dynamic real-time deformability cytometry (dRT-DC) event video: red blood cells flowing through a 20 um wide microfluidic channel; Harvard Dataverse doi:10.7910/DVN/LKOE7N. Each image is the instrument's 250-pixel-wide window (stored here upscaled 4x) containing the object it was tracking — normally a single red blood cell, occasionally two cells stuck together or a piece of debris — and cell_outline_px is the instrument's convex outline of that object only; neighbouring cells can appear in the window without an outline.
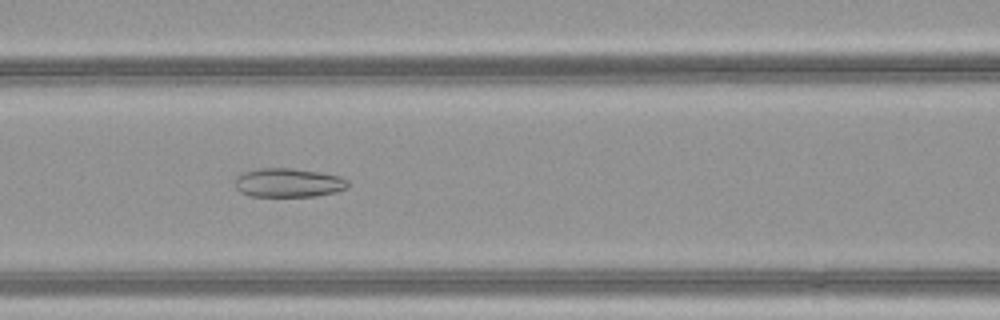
{"species": "common noctule bat (a hibernating species)", "species_latin": "Nyctalus noctula", "temperature_condition": "warm", "stored_images_in_passage": 47, "camera_frame_rate_fps": 3000, "um_per_image_px": 0.085, "animal": {"sex": "female", "body_mass_g": 21.9}, "frame": {"image": 1, "passage_image": 20, "time_ms": 6.333, "image_size_px": [1000, 320], "cell_outline_px": [[348, 188], [336, 192], [316, 196], [248, 196], [240, 192], [236, 188], [236, 176], [244, 172], [256, 168], [292, 168], [320, 172], [340, 176], [348, 180]], "centroid_in_image_um": [24.52, 15.53], "position_along_channel_um": 142.1, "area_um2": 19.19}}
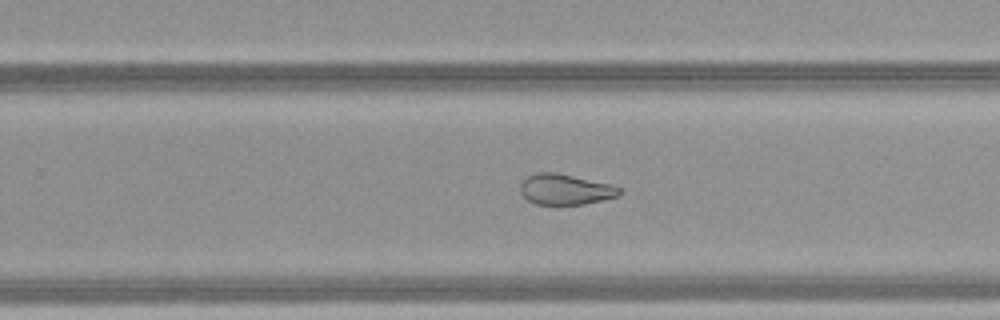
{"frame": {"image": 2, "passage_image": 30, "time_ms": 9.667, "image_size_px": [1000, 320], "cell_outline_px": [[624, 192], [620, 196], [584, 204], [536, 204], [528, 200], [520, 192], [520, 184], [528, 176], [536, 172], [556, 172], [612, 184], [620, 188]], "centroid_in_image_um": [48.09, 16.09], "position_along_channel_um": 281.7, "area_um2": 17.8}}
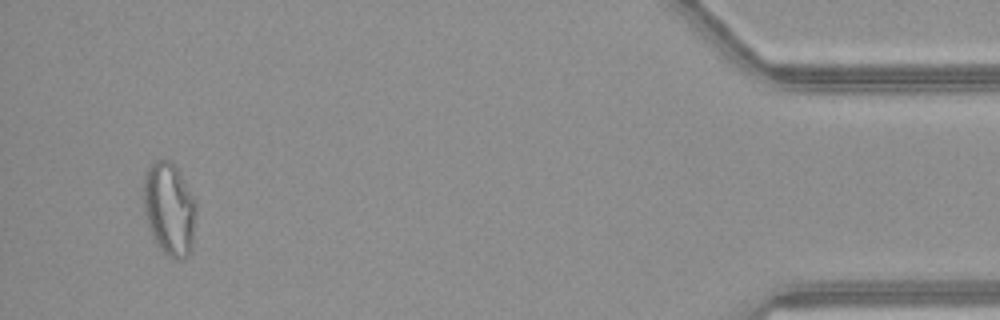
{"frame": {"image": 3, "passage_image": 45, "time_ms": 14.667, "image_size_px": [1000, 320], "cell_outline_px": [[196, 212], [192, 248], [188, 256], [180, 260], [176, 260], [168, 256], [156, 244], [152, 236], [144, 212], [144, 172], [156, 160], [172, 160], [180, 172], [196, 200]], "centroid_in_image_um": [14.41, 17.76], "position_along_channel_um": 420.8, "area_um2": 28.84}, "authors_computed_cell_mechanics": {"area_um2": 24.7962, "velocity_mm_per_s": 4.1972, "shape_relaxation_time_tau1_ms": null, "shape_relaxation_time_tau2_ms": 1.8316, "deformation_change_tau1": null, "deformation_change_tau2": 0.0829}}